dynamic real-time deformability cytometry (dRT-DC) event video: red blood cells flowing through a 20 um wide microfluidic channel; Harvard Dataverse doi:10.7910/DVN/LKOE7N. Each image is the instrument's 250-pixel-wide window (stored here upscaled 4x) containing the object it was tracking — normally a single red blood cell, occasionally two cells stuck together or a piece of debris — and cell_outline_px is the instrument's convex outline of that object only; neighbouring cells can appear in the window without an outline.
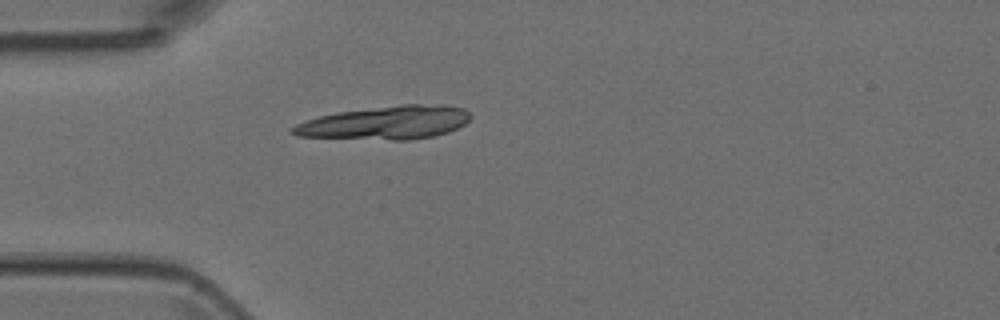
{"species": "Egyptian fruit bat (a non-hibernating species)", "species_latin": "Rousettus aegyptiacus", "temperature_condition": "room temperature", "stored_images_in_passage": 3, "camera_frame_rate_fps": 3000, "um_per_image_px": 0.085, "animal": {"sex": "female"}, "frame": {"image": 1, "passage_image": 3, "time_ms": 0.667, "image_size_px": [1000, 320], "cell_outline_px": [[472, 116], [464, 124], [448, 132], [432, 136], [408, 140], [392, 140], [296, 136], [292, 132], [292, 128], [296, 124], [320, 116], [336, 112], [404, 104], [420, 104], [464, 108]], "centroid_in_image_um": [32.77, 10.44], "position_along_channel_um": 52.2, "area_um2": 34.04}}